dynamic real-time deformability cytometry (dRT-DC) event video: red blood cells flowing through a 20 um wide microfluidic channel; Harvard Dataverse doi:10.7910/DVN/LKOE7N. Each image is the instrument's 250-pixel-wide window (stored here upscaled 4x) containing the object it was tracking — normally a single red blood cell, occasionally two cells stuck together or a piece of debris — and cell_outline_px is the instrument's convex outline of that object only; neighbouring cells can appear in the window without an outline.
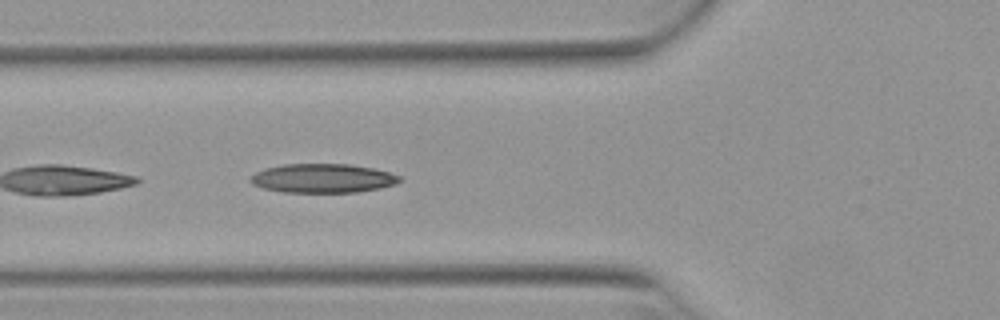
{"species": "Egyptian fruit bat (a non-hibernating species)", "species_latin": "Rousettus aegyptiacus", "temperature_condition": "warm", "stored_images_in_passage": 11, "camera_frame_rate_fps": 3000, "um_per_image_px": 0.085, "animal": {"sex": "female"}, "frame": {"image": 1, "passage_image": 8, "time_ms": 2.333, "image_size_px": [1000, 320], "cell_outline_px": [[400, 180], [396, 184], [380, 188], [356, 192], [284, 192], [264, 188], [252, 184], [248, 180], [248, 176], [264, 168], [284, 164], [348, 164], [372, 168], [388, 172], [400, 176]], "centroid_in_image_um": [27.38, 15.15], "position_along_channel_um": 98.4, "area_um2": 25.2}}